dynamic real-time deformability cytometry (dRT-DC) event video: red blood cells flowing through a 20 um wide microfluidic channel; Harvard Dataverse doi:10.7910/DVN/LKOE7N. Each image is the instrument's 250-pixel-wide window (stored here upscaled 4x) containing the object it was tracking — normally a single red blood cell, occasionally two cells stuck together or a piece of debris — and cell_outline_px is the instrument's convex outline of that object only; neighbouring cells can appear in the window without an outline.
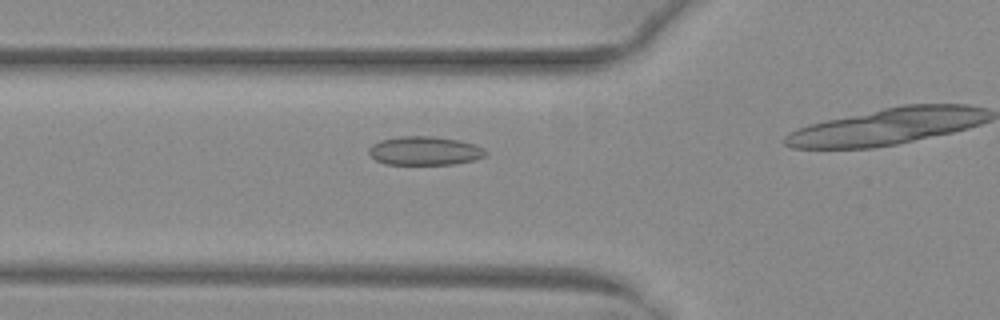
{"species": "common noctule bat (a hibernating species)", "species_latin": "Nyctalus noctula", "temperature_condition": "warm", "stored_images_in_passage": 8, "camera_frame_rate_fps": 3000, "um_per_image_px": 0.085, "animal": {"sex": "female", "body_mass_g": 29.2, "forearm_length_mm": 56.3}, "frame": {"image": 1, "passage_image": 4, "time_ms": 1.0, "image_size_px": [1000, 320], "cell_outline_px": [[488, 152], [484, 156], [472, 160], [452, 164], [384, 164], [376, 160], [368, 152], [368, 148], [372, 144], [380, 140], [400, 136], [432, 136], [460, 140], [484, 148]], "centroid_in_image_um": [36.07, 12.81], "position_along_channel_um": 89.7, "area_um2": 19.48}}
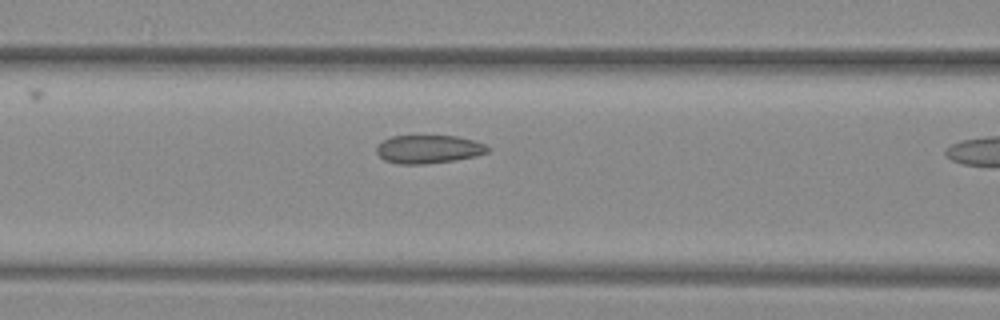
{"frame": {"image": 2, "passage_image": 7, "time_ms": 2.0, "image_size_px": [1000, 320], "cell_outline_px": [[492, 148], [488, 152], [476, 156], [456, 160], [428, 164], [400, 164], [384, 160], [376, 152], [376, 144], [392, 136], [456, 136], [476, 140]], "centroid_in_image_um": [36.45, 12.68], "position_along_channel_um": 130.2, "area_um2": 18.55}}